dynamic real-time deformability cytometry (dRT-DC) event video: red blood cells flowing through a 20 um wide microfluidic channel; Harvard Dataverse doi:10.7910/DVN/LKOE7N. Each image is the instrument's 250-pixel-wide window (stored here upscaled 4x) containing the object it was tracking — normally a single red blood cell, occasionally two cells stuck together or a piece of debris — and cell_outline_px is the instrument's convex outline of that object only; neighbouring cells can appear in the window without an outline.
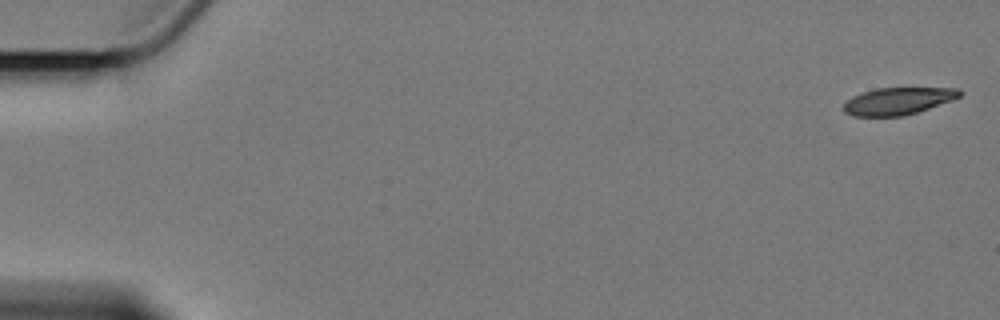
{"species": "Egyptian fruit bat (a non-hibernating species)", "species_latin": "Rousettus aegyptiacus", "temperature_condition": "cold", "stored_images_in_passage": 4, "camera_frame_rate_fps": 3000, "um_per_image_px": 0.085, "animal": {"sex": "female"}, "frame": {"image": 1, "passage_image": 1, "time_ms": 0.0, "image_size_px": [1000, 320], "cell_outline_px": [[960, 96], [952, 100], [916, 112], [900, 116], [852, 116], [844, 112], [844, 104], [852, 96], [860, 92], [876, 88], [960, 88]], "centroid_in_image_um": [76.29, 8.58], "position_along_channel_um": 8.7, "area_um2": 18.21}}